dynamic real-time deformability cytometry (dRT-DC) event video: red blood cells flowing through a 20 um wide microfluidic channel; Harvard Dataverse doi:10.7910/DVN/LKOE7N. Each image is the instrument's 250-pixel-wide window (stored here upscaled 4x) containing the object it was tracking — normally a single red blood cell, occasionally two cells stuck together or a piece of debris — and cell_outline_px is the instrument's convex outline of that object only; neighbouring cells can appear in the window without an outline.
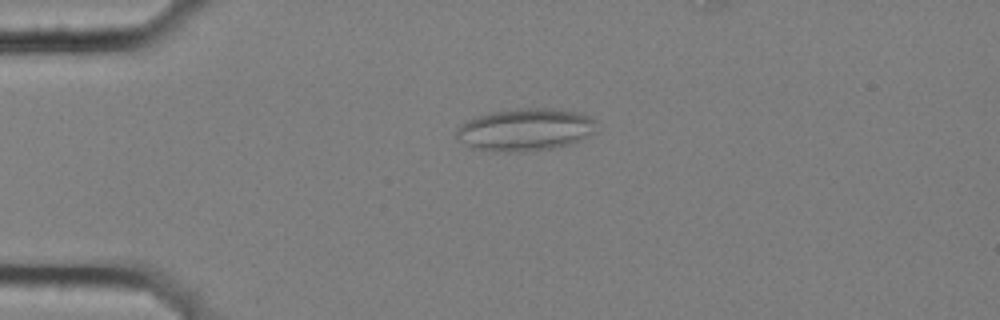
{"species": "common noctule bat (a hibernating species)", "species_latin": "Nyctalus noctula", "temperature_condition": "cold", "stored_images_in_passage": 51, "camera_frame_rate_fps": 3000, "um_per_image_px": 0.085, "animal": {"sex": "female", "body_mass_g": 25.1}, "frame": {"image": 1, "passage_image": 14, "time_ms": 4.333, "image_size_px": [1000, 320], "cell_outline_px": [[596, 120], [592, 132], [588, 136], [580, 140], [568, 144], [552, 148], [524, 152], [496, 152], [472, 148], [460, 140], [456, 136], [456, 128], [460, 124], [468, 120], [492, 112], [520, 108], [548, 108], [576, 112], [588, 116]], "centroid_in_image_um": [44.61, 11.03], "position_along_channel_um": 40.4, "area_um2": 34.39}}
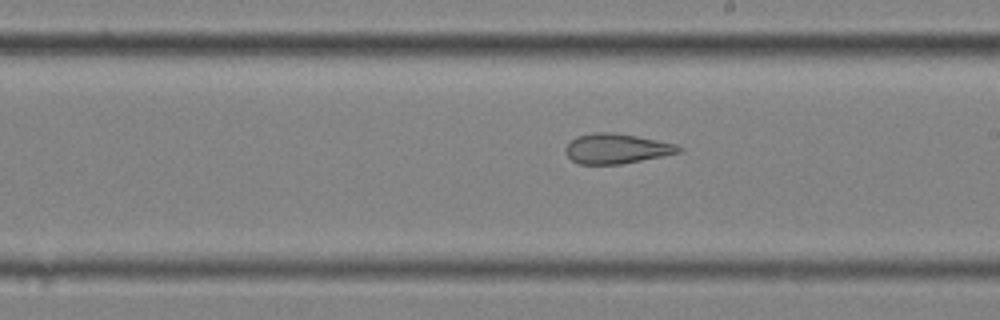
{"frame": {"image": 2, "passage_image": 33, "time_ms": 10.667, "image_size_px": [1000, 320], "cell_outline_px": [[684, 148], [680, 152], [620, 164], [580, 164], [572, 160], [564, 152], [564, 148], [576, 136], [596, 132], [616, 132], [676, 144]], "centroid_in_image_um": [52.37, 12.62], "position_along_channel_um": 236.6, "area_um2": 19.59}}
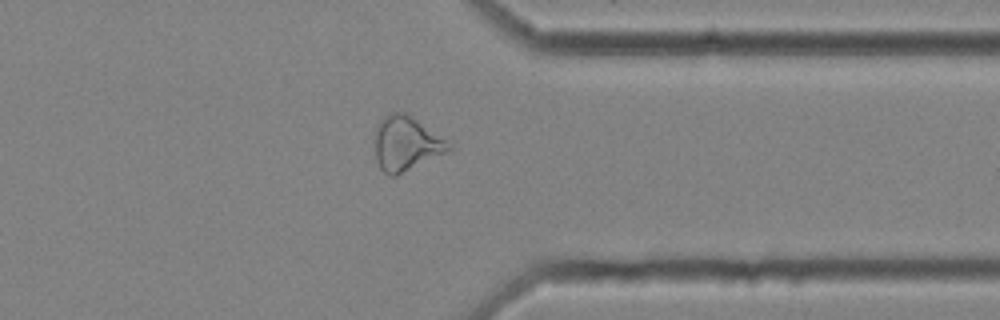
{"frame": {"image": 3, "passage_image": 45, "time_ms": 14.667, "image_size_px": [1000, 320], "cell_outline_px": [[452, 148], [396, 176], [388, 176], [380, 168], [376, 160], [372, 140], [376, 128], [380, 120], [384, 116], [392, 112], [408, 112], [452, 144]], "centroid_in_image_um": [34.45, 12.17], "position_along_channel_um": 376.9, "area_um2": 23.64}}